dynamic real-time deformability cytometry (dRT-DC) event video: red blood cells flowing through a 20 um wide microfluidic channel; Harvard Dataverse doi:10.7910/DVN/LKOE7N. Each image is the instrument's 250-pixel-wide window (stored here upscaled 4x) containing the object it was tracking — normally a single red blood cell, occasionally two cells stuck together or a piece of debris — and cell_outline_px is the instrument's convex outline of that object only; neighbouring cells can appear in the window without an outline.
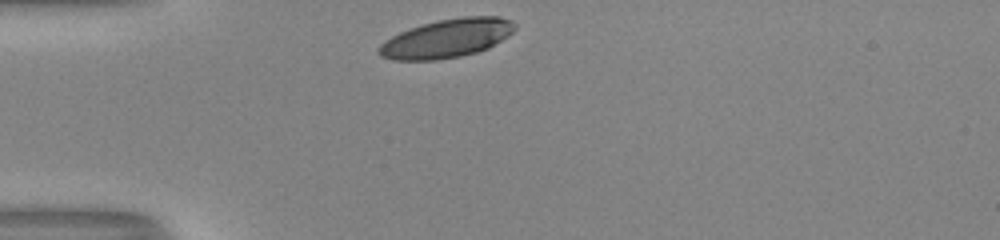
{"species": "human", "species_latin": "Homo sapiens", "temperature_condition": "room temperature", "stored_images_in_passage": 28, "camera_frame_rate_fps": 3000, "um_per_image_px": 0.085, "donor": {"sex": "male"}, "frame": {"image": 1, "passage_image": 1, "time_ms": 0.0, "image_size_px": [1000, 240], "cell_outline_px": [[516, 28], [508, 36], [488, 48], [476, 52], [460, 56], [436, 60], [392, 60], [380, 56], [376, 52], [376, 48], [384, 40], [400, 32], [424, 24], [440, 20], [464, 16], [500, 16], [512, 20], [516, 24]], "centroid_in_image_um": [37.97, 3.27], "position_along_channel_um": 47.0, "area_um2": 30.63}}
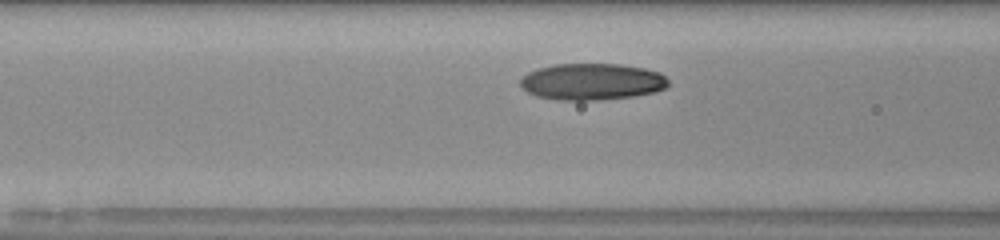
{"frame": {"image": 2, "passage_image": 8, "time_ms": 2.333, "image_size_px": [1000, 240], "cell_outline_px": [[668, 84], [664, 88], [656, 92], [636, 96], [596, 100], [556, 100], [536, 96], [528, 92], [520, 84], [520, 80], [528, 72], [536, 68], [556, 64], [620, 64], [644, 68], [660, 72], [668, 80]], "centroid_in_image_um": [50.32, 6.94], "position_along_channel_um": 116.3, "area_um2": 31.67}}
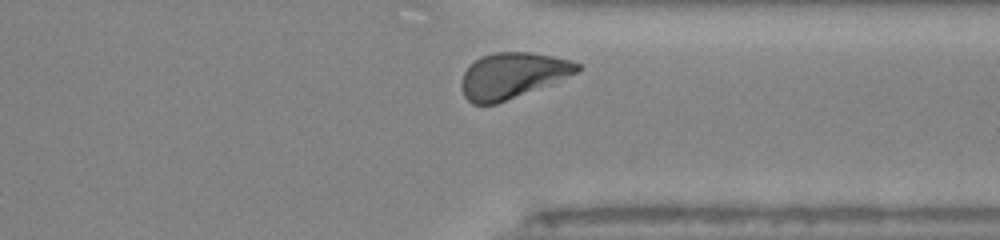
{"frame": {"image": 3, "passage_image": 27, "time_ms": 8.667, "image_size_px": [1000, 240], "cell_outline_px": [[584, 68], [576, 72], [496, 104], [472, 104], [464, 96], [460, 84], [464, 72], [480, 56], [496, 52], [532, 52], [552, 56], [568, 60], [580, 64]], "centroid_in_image_um": [43.5, 6.4], "position_along_channel_um": 367.9, "area_um2": 30.11}, "authors_computed_cell_mechanics": {"area_um2": 31.1253, "velocity_mm_per_s": 3.9688, "shape_relaxation_time_tau1_ms": 3.3691, "shape_relaxation_time_tau2_ms": 4.9953, "deformation_change_tau1": 0.1475, "deformation_change_tau2": 0.0808}}